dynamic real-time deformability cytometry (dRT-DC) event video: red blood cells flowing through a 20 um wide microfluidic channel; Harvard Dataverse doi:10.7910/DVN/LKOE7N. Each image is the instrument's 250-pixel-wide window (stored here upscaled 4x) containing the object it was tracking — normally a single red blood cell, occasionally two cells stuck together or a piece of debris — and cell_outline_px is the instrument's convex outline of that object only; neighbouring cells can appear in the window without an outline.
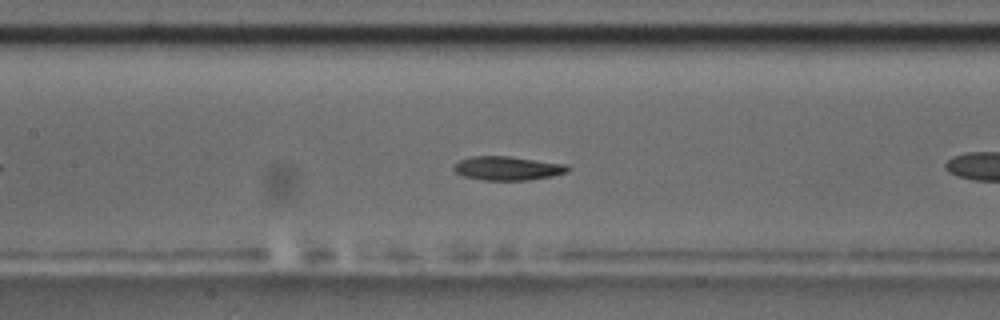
{"species": "common noctule bat (a hibernating species)", "species_latin": "Nyctalus noctula", "temperature_condition": "room temperature", "stored_images_in_passage": 17, "camera_frame_rate_fps": 3000, "um_per_image_px": 0.085, "animal": {"sex": "male", "body_mass_g": 17.5, "forearm_length_mm": 52.3}, "frame": {"image": 1, "passage_image": 12, "time_ms": 3.667, "image_size_px": [1000, 320], "cell_outline_px": [[572, 168], [568, 172], [552, 176], [528, 180], [480, 180], [464, 176], [456, 172], [452, 168], [460, 160], [472, 156], [508, 156], [568, 164]], "centroid_in_image_um": [43.19, 14.3], "position_along_channel_um": 164.2, "area_um2": 15.95}}